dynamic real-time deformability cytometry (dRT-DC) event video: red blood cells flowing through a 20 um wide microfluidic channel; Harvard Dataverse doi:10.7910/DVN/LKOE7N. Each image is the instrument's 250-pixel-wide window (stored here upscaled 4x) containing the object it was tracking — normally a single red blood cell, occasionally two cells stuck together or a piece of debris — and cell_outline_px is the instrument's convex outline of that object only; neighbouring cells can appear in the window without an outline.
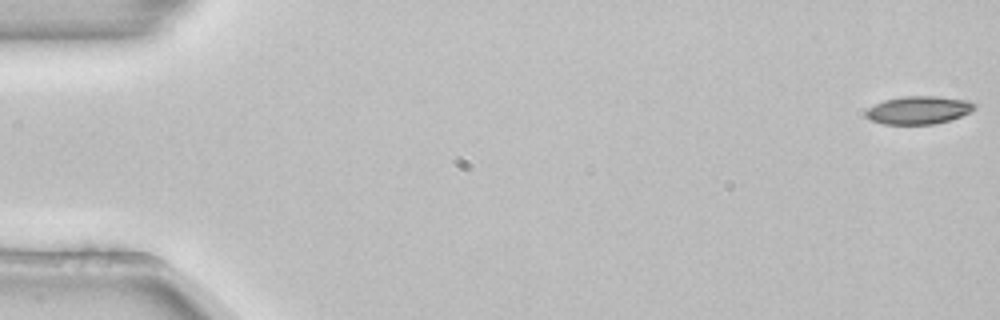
{"species": "common noctule bat (a hibernating species)", "species_latin": "Nyctalus noctula", "temperature_condition": "room temperature", "stored_images_in_passage": 54, "camera_frame_rate_fps": 3000, "um_per_image_px": 0.085, "animal": {"sex": "female", "body_mass_g": 22.7, "forearm_length_mm": 54.2}, "frame": {"image": 1, "passage_image": 1, "time_ms": 0.0, "image_size_px": [1000, 320], "cell_outline_px": [[976, 108], [972, 112], [948, 120], [932, 124], [884, 124], [872, 120], [864, 116], [864, 112], [868, 108], [884, 100], [904, 96], [936, 96], [968, 100], [976, 104]], "centroid_in_image_um": [78.09, 9.35], "position_along_channel_um": 6.9, "area_um2": 17.69}}
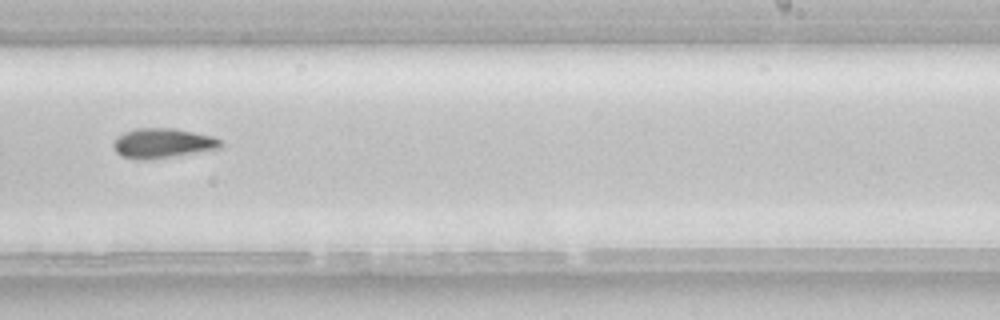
{"frame": {"image": 2, "passage_image": 34, "time_ms": 11.0, "image_size_px": [1000, 320], "cell_outline_px": [[220, 148], [148, 160], [136, 160], [120, 156], [112, 148], [112, 144], [116, 136], [124, 132], [136, 128], [176, 128], [212, 136], [220, 140]], "centroid_in_image_um": [13.73, 12.17], "position_along_channel_um": 275.3, "area_um2": 18.67}}
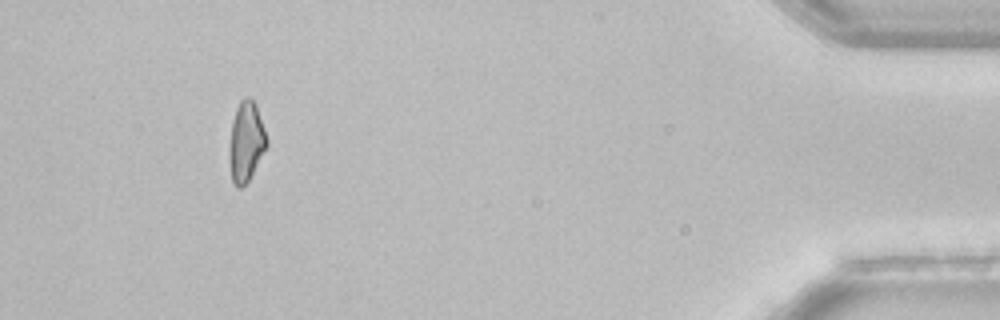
{"frame": {"image": 3, "passage_image": 50, "time_ms": 16.333, "image_size_px": [1000, 320], "cell_outline_px": [[268, 144], [248, 180], [240, 188], [236, 188], [232, 180], [228, 156], [228, 152], [232, 120], [236, 108], [240, 100], [244, 96], [248, 96], [256, 104], [268, 140]], "centroid_in_image_um": [20.9, 12.01], "position_along_channel_um": 414.3, "area_um2": 17.46}}